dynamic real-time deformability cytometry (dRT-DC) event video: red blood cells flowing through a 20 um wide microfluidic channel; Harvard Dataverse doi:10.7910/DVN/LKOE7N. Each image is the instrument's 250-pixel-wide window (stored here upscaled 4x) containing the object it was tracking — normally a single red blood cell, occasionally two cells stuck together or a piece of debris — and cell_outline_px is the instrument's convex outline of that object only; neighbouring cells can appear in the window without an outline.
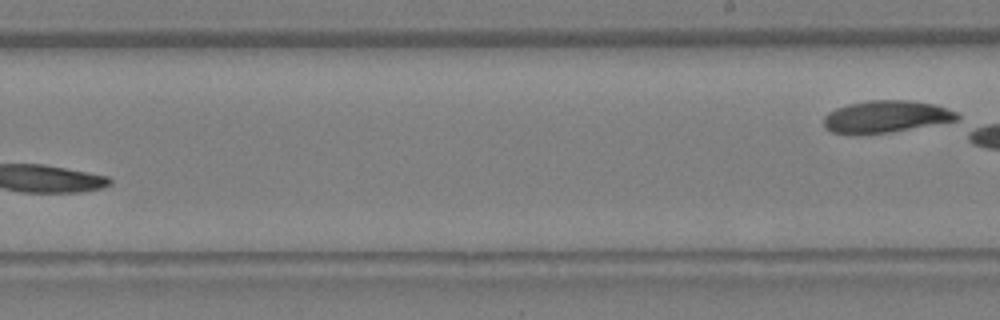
{"species": "Egyptian fruit bat (a non-hibernating species)", "species_latin": "Rousettus aegyptiacus", "temperature_condition": "warm", "stored_images_in_passage": 14, "segment_of_instrument_passage": [2, 2], "camera_frame_rate_fps": 3000, "um_per_image_px": 0.085, "animal": {"sex": "female"}, "frame": {"image": 1, "passage_image": 14, "time_ms": 4.333, "image_size_px": [1000, 320], "cell_outline_px": [[960, 124], [892, 132], [832, 132], [824, 128], [824, 116], [828, 112], [836, 108], [848, 104], [868, 100], [908, 100], [932, 104], [956, 112], [960, 116]], "centroid_in_image_um": [75.5, 9.92], "position_along_channel_um": 213.5, "area_um2": 25.43}}